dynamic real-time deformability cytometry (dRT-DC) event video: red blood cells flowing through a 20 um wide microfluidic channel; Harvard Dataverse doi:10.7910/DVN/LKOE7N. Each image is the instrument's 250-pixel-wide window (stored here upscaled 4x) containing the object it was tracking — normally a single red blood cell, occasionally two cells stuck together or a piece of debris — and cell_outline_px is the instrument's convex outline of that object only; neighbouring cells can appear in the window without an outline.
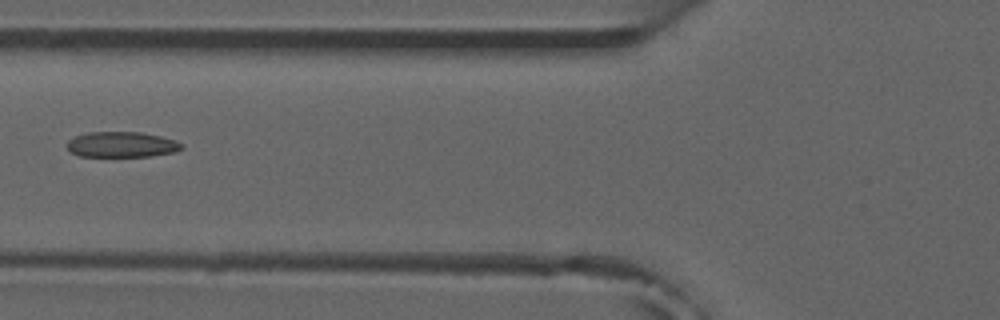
{"species": "common noctule bat (a hibernating species)", "species_latin": "Nyctalus noctula", "temperature_condition": "room temperature", "stored_images_in_passage": 5, "camera_frame_rate_fps": 3000, "um_per_image_px": 0.085, "animal": {"sex": "male", "forearm_length_mm": 52.5}, "frame": {"image": 1, "passage_image": 5, "time_ms": 4.667, "image_size_px": [1000, 320], "cell_outline_px": [[184, 148], [176, 152], [148, 156], [80, 156], [72, 152], [68, 148], [68, 140], [76, 136], [88, 132], [140, 132], [160, 136], [176, 140], [184, 144]], "centroid_in_image_um": [10.4, 12.28], "position_along_channel_um": 115.4, "area_um2": 16.99}}